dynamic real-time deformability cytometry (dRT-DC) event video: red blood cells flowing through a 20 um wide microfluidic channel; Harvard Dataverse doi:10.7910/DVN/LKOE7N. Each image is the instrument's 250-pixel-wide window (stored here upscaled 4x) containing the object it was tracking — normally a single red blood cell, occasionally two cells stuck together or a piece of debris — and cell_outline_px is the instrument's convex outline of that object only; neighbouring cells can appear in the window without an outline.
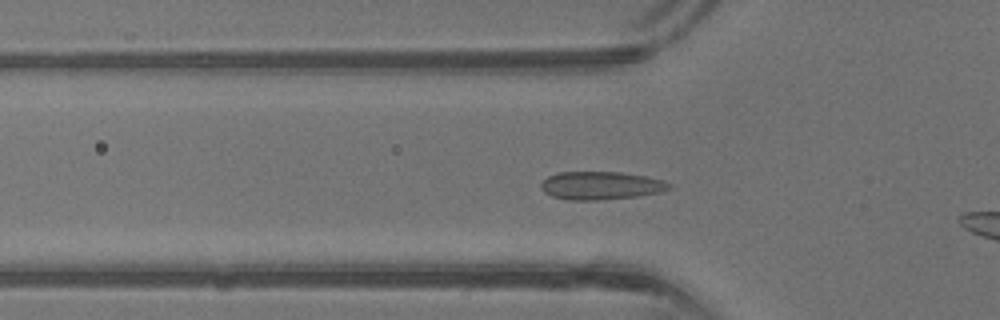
{"species": "common noctule bat (a hibernating species)", "species_latin": "Nyctalus noctula", "temperature_condition": "warm", "stored_images_in_passage": 31, "camera_frame_rate_fps": 3000, "um_per_image_px": 0.085, "animal": {"sex": "male", "body_mass_g": 13.3}, "frame": {"image": 1, "passage_image": 8, "time_ms": 2.333, "image_size_px": [1000, 320], "cell_outline_px": [[672, 188], [660, 192], [636, 196], [596, 200], [568, 200], [552, 196], [544, 192], [540, 188], [540, 184], [548, 176], [560, 172], [620, 172], [644, 176], [664, 180], [672, 184]], "centroid_in_image_um": [51.07, 15.77], "position_along_channel_um": 74.7, "area_um2": 20.92}}
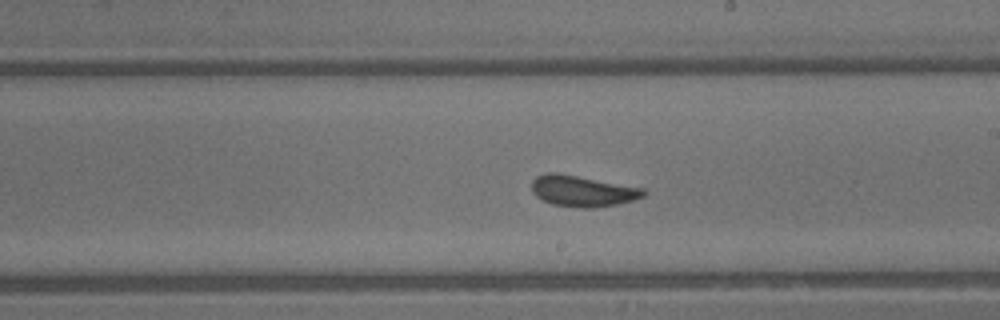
{"frame": {"image": 2, "passage_image": 18, "time_ms": 5.667, "image_size_px": [1000, 320], "cell_outline_px": [[648, 192], [644, 196], [632, 200], [616, 204], [596, 208], [580, 208], [552, 204], [536, 196], [532, 192], [532, 180], [536, 176], [548, 172], [560, 172], [644, 188]], "centroid_in_image_um": [49.51, 16.22], "position_along_channel_um": 239.5, "area_um2": 20.46}}
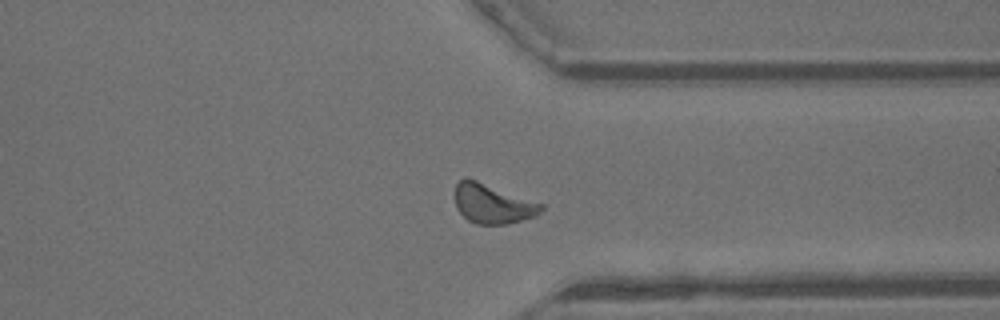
{"frame": {"image": 3, "passage_image": 26, "time_ms": 8.333, "image_size_px": [1000, 320], "cell_outline_px": [[544, 208], [536, 216], [504, 224], [476, 224], [468, 220], [456, 208], [456, 184], [464, 176], [476, 180], [544, 204]], "centroid_in_image_um": [41.87, 17.31], "position_along_channel_um": 369.5, "area_um2": 19.65}, "authors_computed_cell_mechanics": {"area_um2": 19.7676, "velocity_mm_per_s": 4.9331, "shape_relaxation_time_tau1_ms": 6.452, "shape_relaxation_time_tau2_ms": null, "deformation_change_tau1": 0.1518, "deformation_change_tau2": null}}